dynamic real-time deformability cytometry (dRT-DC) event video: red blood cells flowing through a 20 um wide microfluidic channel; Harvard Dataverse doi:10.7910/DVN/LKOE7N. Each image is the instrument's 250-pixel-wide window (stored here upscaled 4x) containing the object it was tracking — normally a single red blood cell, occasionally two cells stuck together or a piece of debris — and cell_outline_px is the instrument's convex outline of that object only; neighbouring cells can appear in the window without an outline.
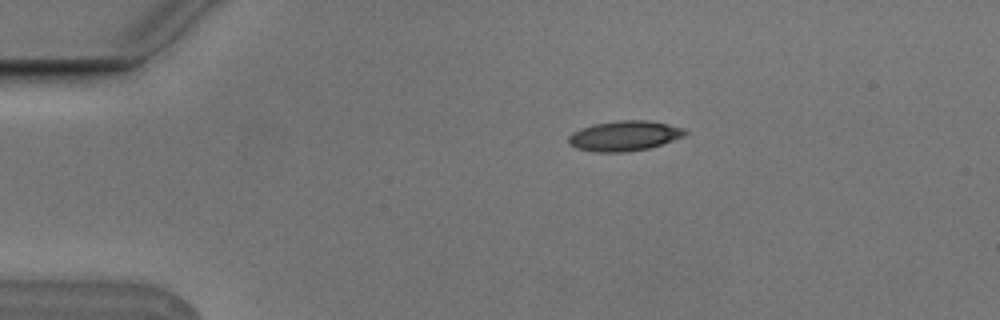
{"species": "Egyptian fruit bat (a non-hibernating species)", "species_latin": "Rousettus aegyptiacus", "temperature_condition": "cold", "stored_images_in_passage": 3, "camera_frame_rate_fps": 3000, "um_per_image_px": 0.085, "animal": {"sex": "male"}, "frame": {"image": 1, "passage_image": 1, "time_ms": 0.0, "image_size_px": [1000, 320], "cell_outline_px": [[688, 132], [684, 136], [648, 148], [624, 152], [596, 152], [576, 148], [568, 144], [568, 136], [572, 132], [596, 124], [620, 120], [644, 120], [668, 124], [684, 128]], "centroid_in_image_um": [53.06, 11.55], "position_along_channel_um": 31.9, "area_um2": 20.17}}